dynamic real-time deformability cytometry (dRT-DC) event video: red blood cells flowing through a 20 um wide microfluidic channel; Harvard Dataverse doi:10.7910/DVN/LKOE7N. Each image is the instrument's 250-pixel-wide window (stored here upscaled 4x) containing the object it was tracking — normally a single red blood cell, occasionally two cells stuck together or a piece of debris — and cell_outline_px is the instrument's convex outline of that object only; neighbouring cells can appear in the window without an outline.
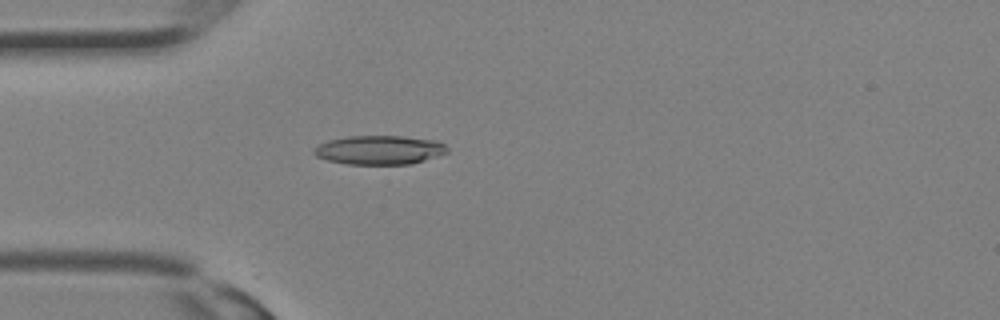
{"species": "Egyptian fruit bat (a non-hibernating species)", "species_latin": "Rousettus aegyptiacus", "temperature_condition": "room temperature", "stored_images_in_passage": 19, "camera_frame_rate_fps": 3000, "um_per_image_px": 0.085, "animal": {"sex": "female"}, "frame": {"image": 1, "passage_image": 9, "time_ms": 2.667, "image_size_px": [1000, 320], "cell_outline_px": [[448, 152], [412, 164], [348, 164], [328, 160], [316, 156], [312, 152], [320, 144], [328, 140], [348, 136], [404, 136], [436, 140], [444, 144], [448, 148]], "centroid_in_image_um": [32.27, 12.74], "position_along_channel_um": 52.7, "area_um2": 22.43}}
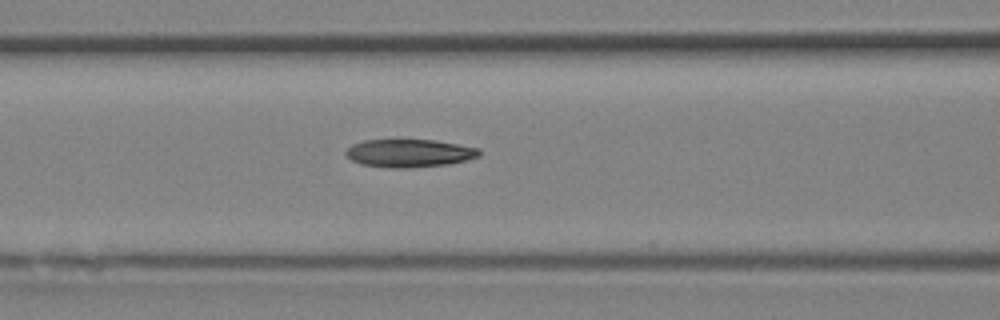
{"frame": {"image": 2, "passage_image": 13, "time_ms": 4.0, "image_size_px": [1000, 320], "cell_outline_px": [[480, 156], [448, 164], [408, 168], [388, 168], [360, 164], [352, 160], [344, 152], [352, 144], [364, 140], [436, 140], [480, 148]], "centroid_in_image_um": [34.78, 13.02], "position_along_channel_um": 131.8, "area_um2": 21.73}}
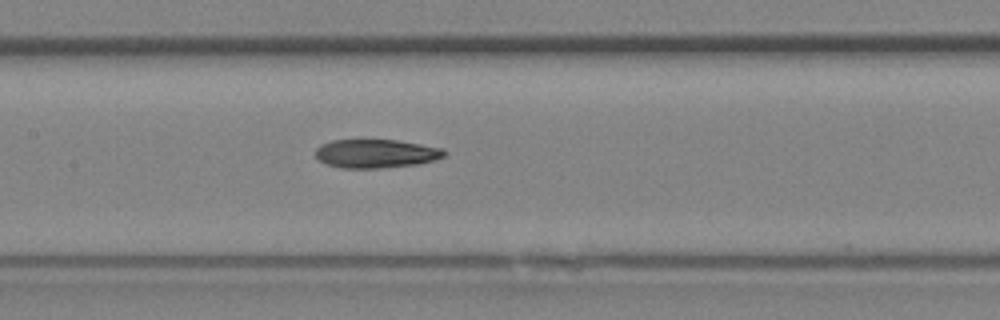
{"frame": {"image": 3, "passage_image": 15, "time_ms": 4.667, "image_size_px": [1000, 320], "cell_outline_px": [[444, 156], [432, 160], [416, 164], [380, 168], [340, 168], [328, 164], [320, 160], [316, 156], [316, 148], [320, 144], [332, 140], [396, 140], [444, 148]], "centroid_in_image_um": [31.92, 13.05], "position_along_channel_um": 175.5, "area_um2": 21.27}}